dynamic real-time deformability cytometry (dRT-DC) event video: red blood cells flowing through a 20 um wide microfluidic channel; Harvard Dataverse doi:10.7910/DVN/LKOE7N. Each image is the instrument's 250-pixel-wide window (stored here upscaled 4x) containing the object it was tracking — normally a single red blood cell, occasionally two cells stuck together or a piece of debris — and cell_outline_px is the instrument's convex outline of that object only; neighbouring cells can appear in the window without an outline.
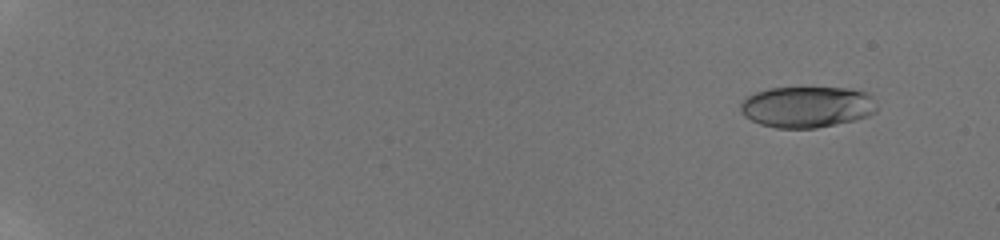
{"species": "human", "species_latin": "Homo sapiens", "temperature_condition": "room temperature", "stored_images_in_passage": 53, "camera_frame_rate_fps": 3000, "um_per_image_px": 0.085, "donor": {"sex": "male"}, "frame": {"image": 1, "passage_image": 2, "time_ms": 0.333, "image_size_px": [1000, 240], "cell_outline_px": [[876, 112], [868, 116], [836, 124], [816, 128], [776, 128], [760, 124], [744, 116], [740, 112], [740, 104], [748, 96], [756, 92], [768, 88], [848, 88], [864, 92], [872, 96], [876, 108]], "centroid_in_image_um": [68.57, 9.09], "position_along_channel_um": 16.4, "area_um2": 32.6}}
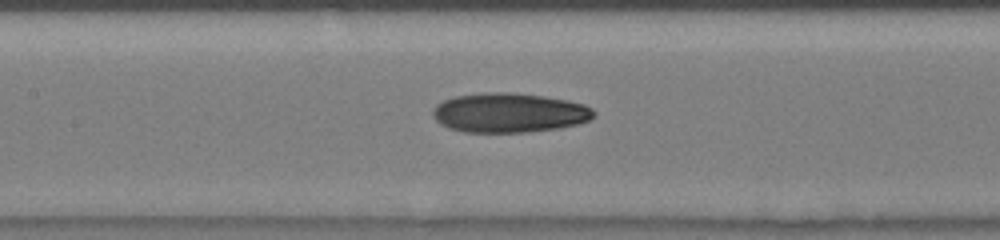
{"frame": {"image": 2, "passage_image": 28, "time_ms": 9.0, "image_size_px": [1000, 240], "cell_outline_px": [[596, 116], [592, 120], [576, 124], [556, 128], [528, 132], [464, 132], [448, 128], [440, 124], [432, 116], [432, 108], [436, 104], [444, 100], [456, 96], [484, 92], [508, 92], [544, 96], [568, 100], [584, 104], [592, 108], [596, 112]], "centroid_in_image_um": [43.28, 9.58], "position_along_channel_um": 164.1, "area_um2": 37.34}}
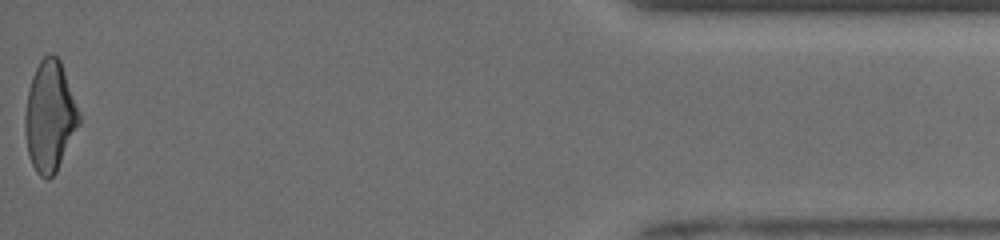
{"frame": {"image": 3, "passage_image": 53, "time_ms": 17.333, "image_size_px": [1000, 240], "cell_outline_px": [[80, 124], [56, 172], [48, 180], [40, 176], [36, 172], [28, 156], [24, 132], [24, 116], [28, 92], [32, 76], [40, 60], [48, 52], [52, 52], [60, 60], [80, 112]], "centroid_in_image_um": [4.22, 9.9], "position_along_channel_um": 431.0, "area_um2": 35.03}, "authors_computed_cell_mechanics": {"area_um2": 35.0268, "velocity_mm_per_s": 4.0033, "shape_relaxation_time_tau1_ms": 8.1296, "shape_relaxation_time_tau2_ms": 2.2512, "deformation_change_tau1": 0.2325, "deformation_change_tau2": 0.0944}}